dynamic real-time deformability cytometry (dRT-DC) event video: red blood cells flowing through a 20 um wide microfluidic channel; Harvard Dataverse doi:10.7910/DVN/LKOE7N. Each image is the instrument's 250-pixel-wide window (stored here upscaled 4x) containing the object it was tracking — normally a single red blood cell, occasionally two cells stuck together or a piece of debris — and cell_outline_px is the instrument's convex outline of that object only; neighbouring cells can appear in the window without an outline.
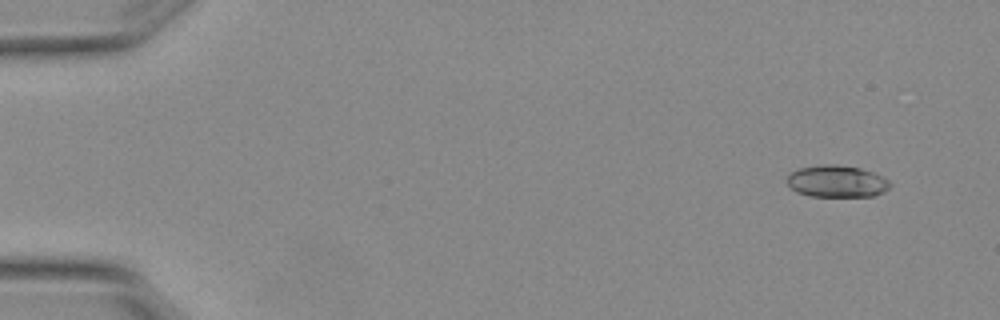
{"species": "Egyptian fruit bat (a non-hibernating species)", "species_latin": "Rousettus aegyptiacus", "temperature_condition": "warm", "stored_images_in_passage": 5, "camera_frame_rate_fps": 3000, "um_per_image_px": 0.085, "animal": {"sex": "female"}, "frame": {"image": 1, "passage_image": 1, "time_ms": 0.0, "image_size_px": [1000, 320], "cell_outline_px": [[892, 184], [884, 192], [872, 196], [808, 196], [796, 192], [788, 184], [788, 176], [792, 172], [800, 168], [820, 164], [836, 164], [860, 168], [872, 172], [888, 180]], "centroid_in_image_um": [71.13, 15.41], "position_along_channel_um": 13.9, "area_um2": 19.07}}
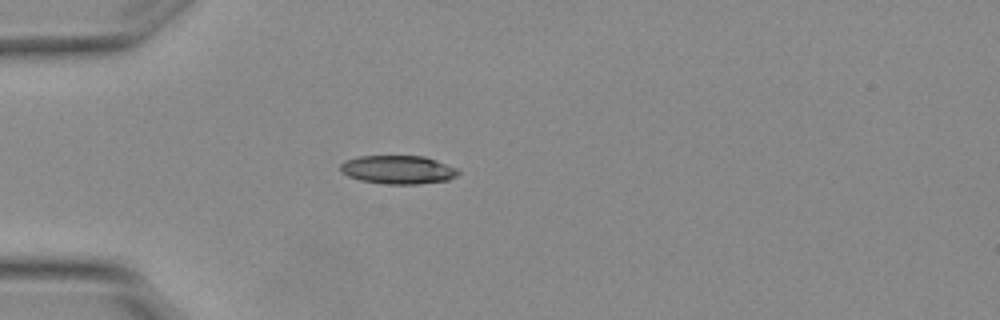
{"frame": {"image": 2, "passage_image": 4, "time_ms": 1.0, "image_size_px": [1000, 320], "cell_outline_px": [[460, 172], [456, 176], [448, 180], [420, 184], [388, 184], [360, 180], [348, 176], [340, 172], [340, 164], [344, 160], [360, 156], [424, 156], [436, 160], [456, 168]], "centroid_in_image_um": [33.81, 14.42], "position_along_channel_um": 51.2, "area_um2": 19.59}}